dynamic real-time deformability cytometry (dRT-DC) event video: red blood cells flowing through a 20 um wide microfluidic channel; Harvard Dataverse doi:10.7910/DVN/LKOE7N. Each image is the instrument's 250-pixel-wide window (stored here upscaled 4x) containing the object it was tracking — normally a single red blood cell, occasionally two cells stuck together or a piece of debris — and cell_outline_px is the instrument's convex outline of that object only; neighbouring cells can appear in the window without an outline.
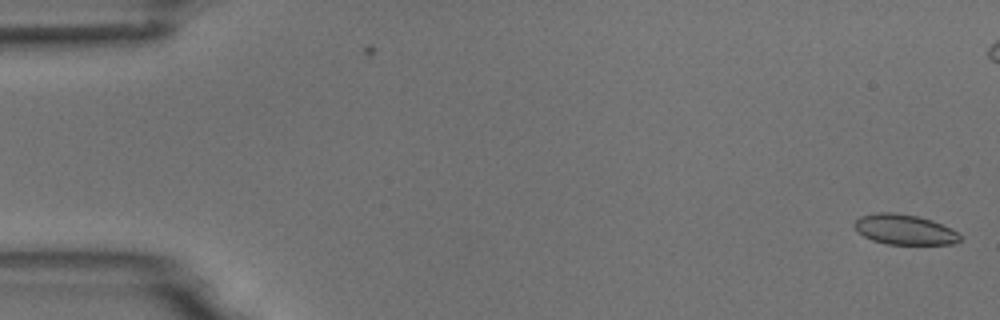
{"species": "common noctule bat (a hibernating species)", "species_latin": "Nyctalus noctula", "temperature_condition": "room temperature", "stored_images_in_passage": 5, "camera_frame_rate_fps": 3000, "um_per_image_px": 0.085, "animal": {"sex": "male", "body_mass_g": 18.8}, "frame": {"image": 1, "passage_image": 1, "time_ms": 0.0, "image_size_px": [1000, 320], "cell_outline_px": [[960, 240], [952, 244], [888, 244], [872, 240], [864, 236], [852, 224], [860, 216], [876, 212], [896, 212], [916, 216], [932, 220], [956, 232], [960, 236]], "centroid_in_image_um": [76.84, 19.5], "position_along_channel_um": 8.2, "area_um2": 18.32}}